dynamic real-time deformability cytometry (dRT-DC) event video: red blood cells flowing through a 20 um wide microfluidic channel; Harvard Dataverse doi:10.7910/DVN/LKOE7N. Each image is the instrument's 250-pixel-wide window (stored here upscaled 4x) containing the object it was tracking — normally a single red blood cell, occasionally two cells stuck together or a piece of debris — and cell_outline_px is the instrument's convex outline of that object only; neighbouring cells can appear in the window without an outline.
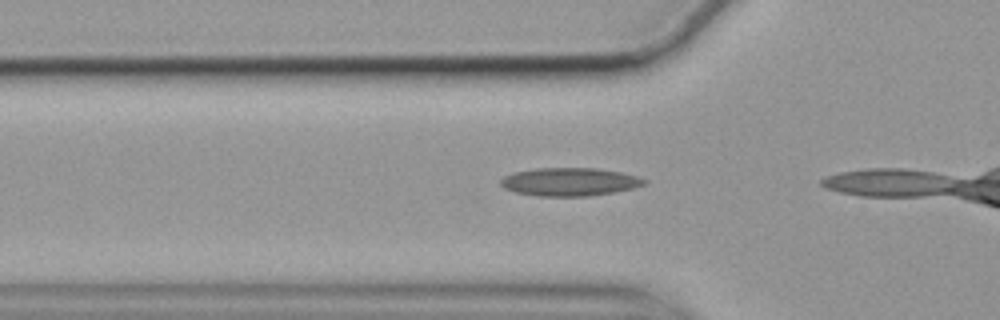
{"species": "common noctule bat (a hibernating species)", "species_latin": "Nyctalus noctula", "temperature_condition": "cold", "stored_images_in_passage": 8, "camera_frame_rate_fps": 3000, "um_per_image_px": 0.085, "animal": {"sex": "female", "body_mass_g": 19.9}, "frame": {"image": 1, "passage_image": 6, "time_ms": 1.667, "image_size_px": [1000, 320], "cell_outline_px": [[648, 180], [644, 184], [632, 188], [612, 192], [588, 196], [536, 196], [516, 192], [504, 188], [500, 184], [500, 180], [504, 176], [516, 172], [536, 168], [596, 168], [620, 172], [636, 176]], "centroid_in_image_um": [48.39, 15.45], "position_along_channel_um": 77.4, "area_um2": 23.35}}